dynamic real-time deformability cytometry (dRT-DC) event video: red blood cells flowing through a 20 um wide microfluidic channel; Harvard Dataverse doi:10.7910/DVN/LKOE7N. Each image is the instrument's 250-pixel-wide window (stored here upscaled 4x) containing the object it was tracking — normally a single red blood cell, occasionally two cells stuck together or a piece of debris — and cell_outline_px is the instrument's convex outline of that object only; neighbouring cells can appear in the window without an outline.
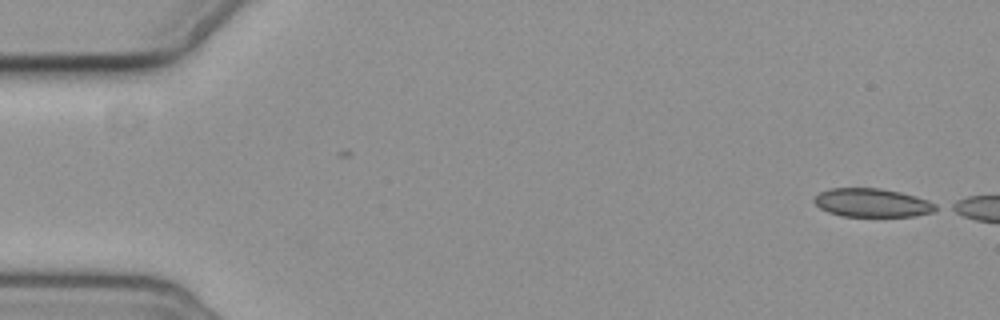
{"species": "common noctule bat (a hibernating species)", "species_latin": "Nyctalus noctula", "temperature_condition": "cold", "stored_images_in_passage": 4, "camera_frame_rate_fps": 3000, "um_per_image_px": 0.085, "animal": {"sex": "female", "body_mass_g": 19.3, "forearm_length_mm": 54.1}, "frame": {"image": 1, "passage_image": 1, "time_ms": 0.0, "image_size_px": [1000, 320], "cell_outline_px": [[940, 208], [932, 212], [916, 216], [844, 216], [828, 212], [820, 208], [812, 200], [820, 192], [832, 188], [880, 188], [900, 192], [916, 196], [928, 200], [936, 204]], "centroid_in_image_um": [74.16, 17.23], "position_along_channel_um": 10.8, "area_um2": 20.23}}